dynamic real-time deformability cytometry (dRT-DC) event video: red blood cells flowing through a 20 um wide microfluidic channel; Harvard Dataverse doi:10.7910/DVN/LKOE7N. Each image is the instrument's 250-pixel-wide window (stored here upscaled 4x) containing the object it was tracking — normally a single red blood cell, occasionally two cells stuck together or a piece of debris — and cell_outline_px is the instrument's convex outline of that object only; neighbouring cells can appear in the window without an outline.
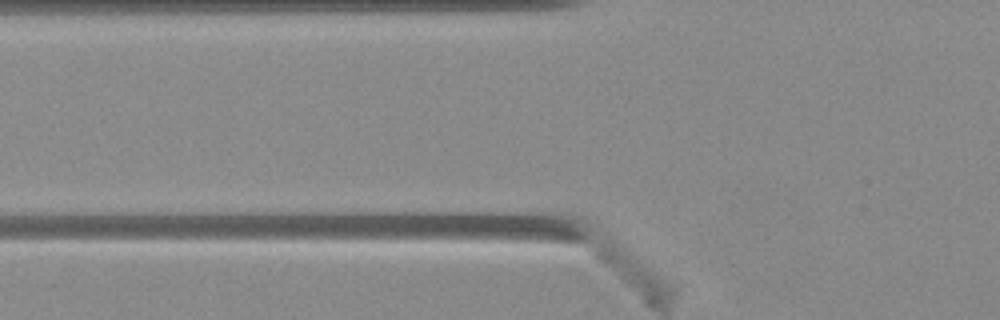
{"species": "Egyptian fruit bat (a non-hibernating species)", "species_latin": "Rousettus aegyptiacus", "temperature_condition": "warm", "stored_images_in_passage": 8, "camera_frame_rate_fps": 3000, "um_per_image_px": 0.085, "animal": {"sex": "female"}, "frame": {"image": 1, "passage_image": 3, "time_ms": 0.667, "image_size_px": [1000, 320], "cell_outline_px": [[672, 292], [648, 304], [604, 260], [604, 248], [612, 240], [620, 244], [636, 256], [672, 284]], "centroid_in_image_um": [54.11, 23.21], "position_along_channel_um": 71.7, "area_um2": 14.1}}